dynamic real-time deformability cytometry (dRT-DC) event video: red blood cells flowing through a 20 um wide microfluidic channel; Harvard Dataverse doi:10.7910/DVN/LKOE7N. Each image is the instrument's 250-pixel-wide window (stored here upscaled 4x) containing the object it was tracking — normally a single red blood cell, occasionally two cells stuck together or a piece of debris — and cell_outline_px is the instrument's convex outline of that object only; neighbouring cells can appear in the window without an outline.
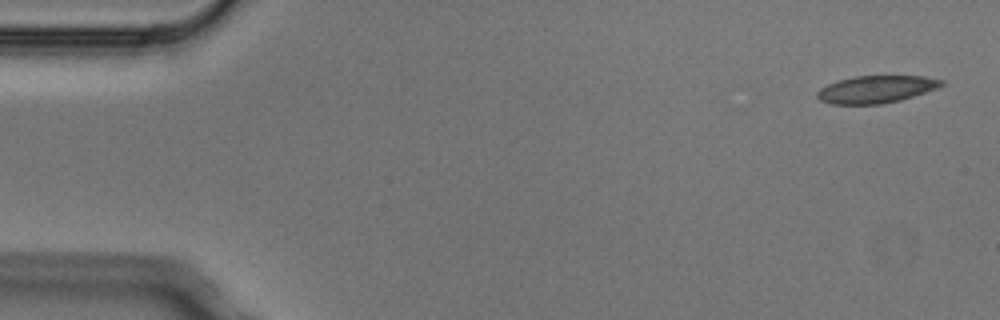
{"species": "Egyptian fruit bat (a non-hibernating species)", "species_latin": "Rousettus aegyptiacus", "temperature_condition": "cold", "stored_images_in_passage": 7, "camera_frame_rate_fps": 3000, "um_per_image_px": 0.085, "animal": {"sex": "male"}, "frame": {"image": 1, "passage_image": 1, "time_ms": 0.0, "image_size_px": [1000, 320], "cell_outline_px": [[944, 84], [936, 88], [900, 100], [880, 104], [832, 104], [820, 100], [816, 96], [816, 92], [820, 88], [836, 80], [852, 76], [924, 76], [944, 80]], "centroid_in_image_um": [74.42, 7.58], "position_along_channel_um": 10.6, "area_um2": 19.77}}
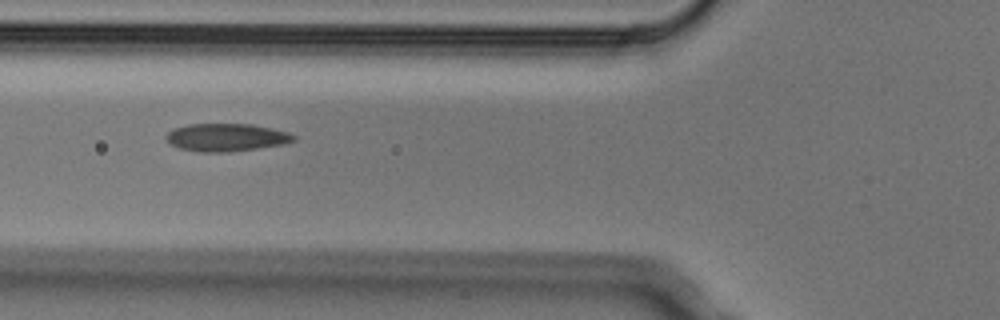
{"frame": {"image": 2, "passage_image": 6, "time_ms": 1.667, "image_size_px": [1000, 320], "cell_outline_px": [[296, 140], [284, 144], [228, 152], [200, 152], [180, 148], [168, 144], [164, 136], [172, 128], [188, 124], [252, 124], [272, 128], [288, 132], [296, 136]], "centroid_in_image_um": [19.2, 11.67], "position_along_channel_um": 106.6, "area_um2": 20.81}}
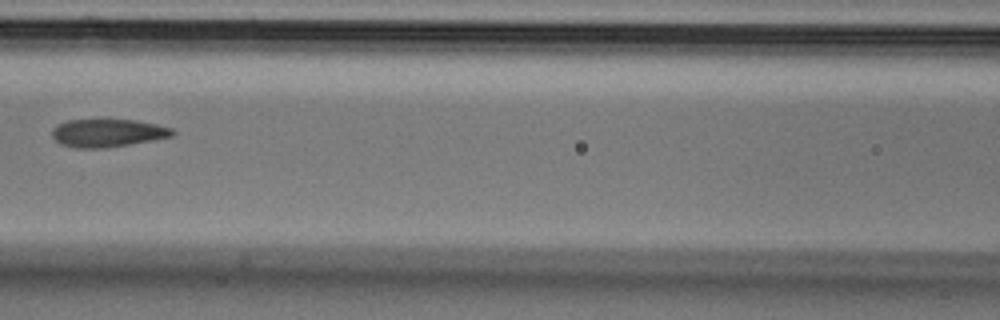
{"frame": {"image": 3, "passage_image": 7, "time_ms": 2.0, "image_size_px": [1000, 320], "cell_outline_px": [[176, 132], [172, 136], [152, 140], [104, 148], [76, 148], [60, 144], [52, 136], [52, 128], [56, 124], [68, 120], [136, 120], [156, 124], [172, 128]], "centroid_in_image_um": [9.13, 11.3], "position_along_channel_um": 157.5, "area_um2": 19.54}}